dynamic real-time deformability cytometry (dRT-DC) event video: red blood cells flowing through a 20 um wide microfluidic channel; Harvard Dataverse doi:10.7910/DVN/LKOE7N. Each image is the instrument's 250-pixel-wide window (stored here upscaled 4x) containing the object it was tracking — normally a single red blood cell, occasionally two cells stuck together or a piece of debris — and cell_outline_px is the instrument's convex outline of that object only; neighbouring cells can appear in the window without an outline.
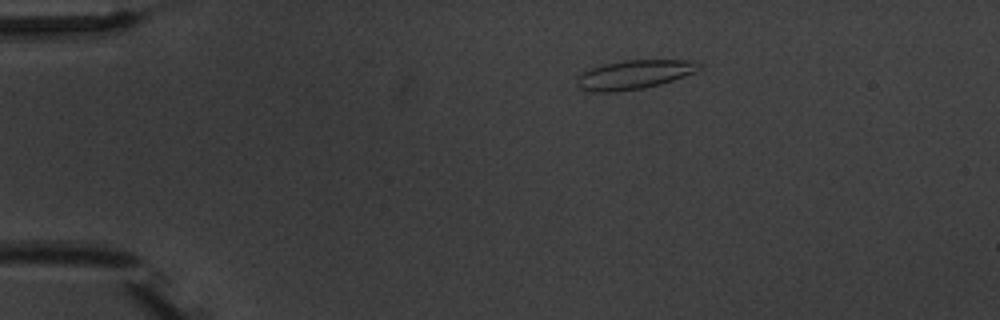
{"species": "common noctule bat (a hibernating species)", "species_latin": "Nyctalus noctula", "temperature_condition": "warm", "stored_images_in_passage": 6, "camera_frame_rate_fps": 3000, "um_per_image_px": 0.085, "animal": {"sex": "male", "body_mass_g": 20.1, "forearm_length_mm": 53.5}, "frame": {"image": 1, "passage_image": 3, "time_ms": 3.333, "image_size_px": [1000, 320], "cell_outline_px": [[704, 64], [696, 72], [660, 84], [644, 88], [612, 92], [592, 92], [580, 88], [576, 84], [576, 76], [592, 68], [604, 64], [624, 60], [692, 60]], "centroid_in_image_um": [53.92, 6.34], "position_along_channel_um": 31.1, "area_um2": 20.69}}